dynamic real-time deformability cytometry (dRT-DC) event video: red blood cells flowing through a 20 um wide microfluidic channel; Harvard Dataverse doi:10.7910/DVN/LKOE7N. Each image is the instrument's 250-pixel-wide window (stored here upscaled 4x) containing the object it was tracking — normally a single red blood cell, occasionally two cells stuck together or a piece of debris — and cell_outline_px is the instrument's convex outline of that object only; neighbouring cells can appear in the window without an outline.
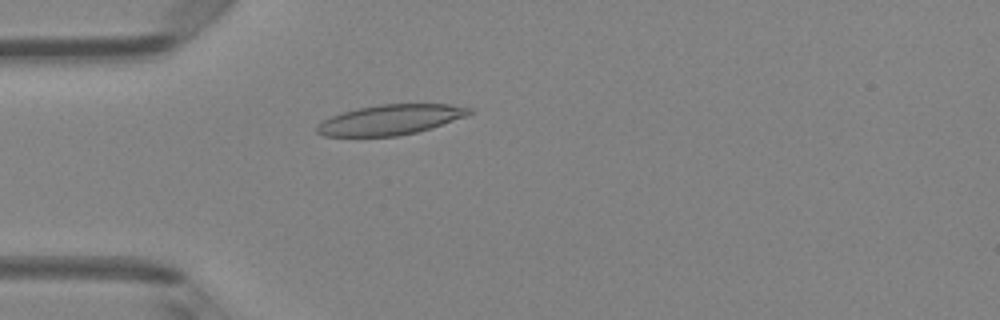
{"species": "Egyptian fruit bat (a non-hibernating species)", "species_latin": "Rousettus aegyptiacus", "temperature_condition": "room temperature", "stored_images_in_passage": 38, "camera_frame_rate_fps": 3000, "um_per_image_px": 0.085, "animal": {"sex": "female"}, "frame": {"image": 1, "passage_image": 3, "time_ms": 0.667, "image_size_px": [1000, 320], "cell_outline_px": [[472, 112], [468, 116], [432, 128], [416, 132], [396, 136], [324, 136], [316, 132], [316, 128], [324, 120], [332, 116], [356, 108], [380, 104], [448, 104], [472, 108]], "centroid_in_image_um": [33.23, 10.17], "position_along_channel_um": 51.8, "area_um2": 26.65}}
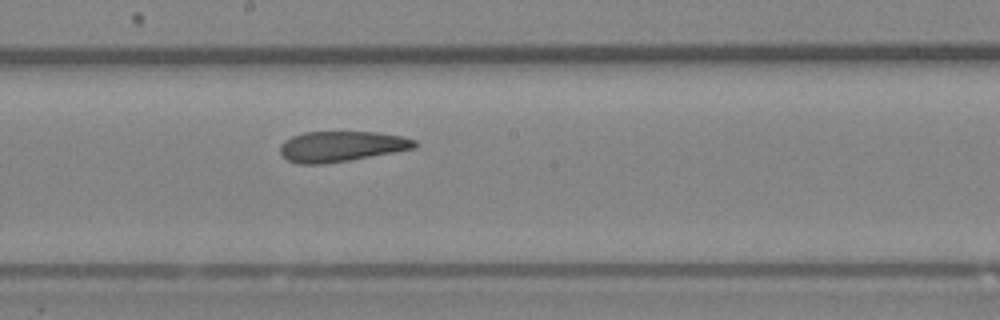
{"frame": {"image": 2, "passage_image": 16, "time_ms": 5.0, "image_size_px": [1000, 320], "cell_outline_px": [[420, 144], [416, 148], [348, 160], [324, 164], [296, 164], [288, 160], [280, 152], [280, 144], [284, 140], [292, 136], [304, 132], [376, 132], [404, 136], [416, 140]], "centroid_in_image_um": [29.03, 12.43], "position_along_channel_um": 219.2, "area_um2": 23.99}}
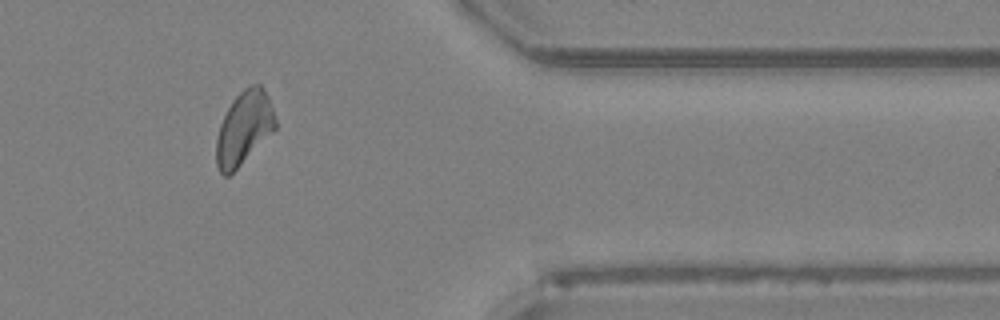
{"frame": {"image": 3, "passage_image": 30, "time_ms": 9.667, "image_size_px": [1000, 320], "cell_outline_px": [[276, 128], [228, 176], [224, 176], [220, 172], [216, 164], [216, 140], [220, 124], [232, 100], [244, 88], [252, 84], [260, 84], [264, 88], [268, 96], [276, 120]], "centroid_in_image_um": [20.73, 10.85], "position_along_channel_um": 390.7, "area_um2": 24.8}, "authors_computed_cell_mechanics": {"area_um2": 24.9407, "velocity_mm_per_s": 4.0967, "shape_relaxation_time_tau1_ms": null, "shape_relaxation_time_tau2_ms": 1.9616, "deformation_change_tau1": null, "deformation_change_tau2": 0.0852}}